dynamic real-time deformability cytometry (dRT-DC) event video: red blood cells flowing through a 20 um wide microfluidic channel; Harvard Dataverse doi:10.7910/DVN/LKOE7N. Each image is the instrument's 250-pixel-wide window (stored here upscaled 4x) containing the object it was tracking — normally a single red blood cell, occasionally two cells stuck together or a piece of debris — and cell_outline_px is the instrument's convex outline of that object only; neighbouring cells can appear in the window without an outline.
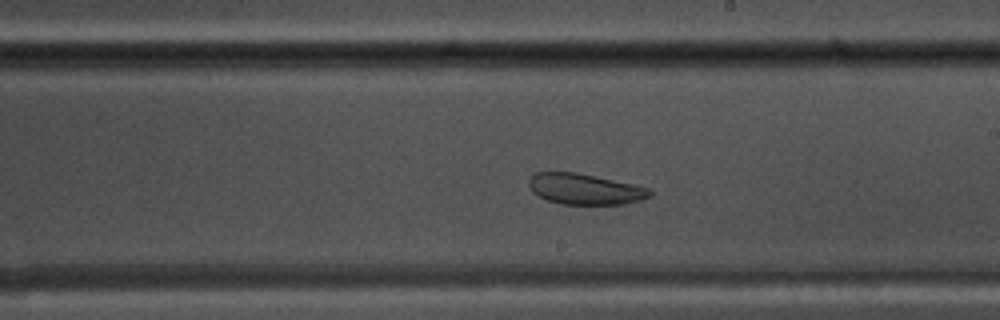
{"species": "common noctule bat (a hibernating species)", "species_latin": "Nyctalus noctula", "temperature_condition": "warm", "stored_images_in_passage": 48, "segment_of_instrument_passage": [1, 2], "camera_frame_rate_fps": 3000, "um_per_image_px": 0.085, "animal": {"sex": "male", "body_mass_g": 17.5, "forearm_length_mm": 52.3}, "frame": {"image": 1, "passage_image": 24, "time_ms": 7.667, "image_size_px": [1000, 320], "cell_outline_px": [[652, 196], [640, 200], [624, 204], [560, 204], [548, 200], [532, 192], [528, 184], [528, 180], [532, 172], [576, 172], [652, 188]], "centroid_in_image_um": [49.71, 16.06], "position_along_channel_um": 239.3, "area_um2": 21.85}}
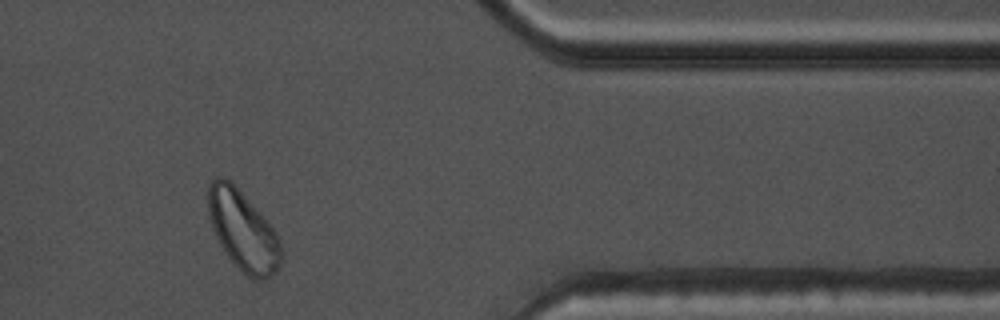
{"frame": {"image": 2, "passage_image": 38, "time_ms": 12.333, "image_size_px": [1000, 320], "cell_outline_px": [[284, 260], [276, 272], [272, 276], [264, 280], [260, 280], [248, 276], [228, 256], [220, 244], [212, 228], [208, 212], [208, 184], [216, 176], [228, 176], [236, 184], [276, 232], [280, 240], [284, 252]], "centroid_in_image_um": [20.68, 19.57], "position_along_channel_um": 390.7, "area_um2": 34.33}}
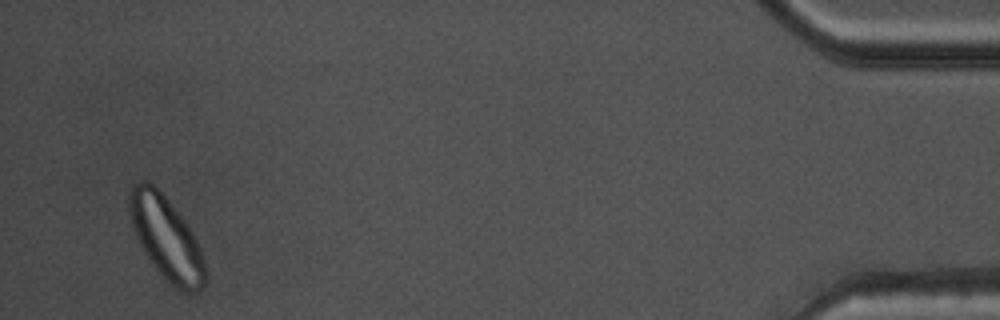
{"frame": {"image": 3, "passage_image": 45, "time_ms": 14.667, "image_size_px": [1000, 320], "cell_outline_px": [[208, 276], [204, 284], [196, 292], [180, 292], [156, 268], [144, 252], [136, 236], [128, 216], [128, 188], [132, 184], [140, 180], [148, 180], [156, 184], [184, 220], [192, 232], [200, 248], [204, 260]], "centroid_in_image_um": [14.1, 20.16], "position_along_channel_um": 421.1, "area_um2": 37.05}}